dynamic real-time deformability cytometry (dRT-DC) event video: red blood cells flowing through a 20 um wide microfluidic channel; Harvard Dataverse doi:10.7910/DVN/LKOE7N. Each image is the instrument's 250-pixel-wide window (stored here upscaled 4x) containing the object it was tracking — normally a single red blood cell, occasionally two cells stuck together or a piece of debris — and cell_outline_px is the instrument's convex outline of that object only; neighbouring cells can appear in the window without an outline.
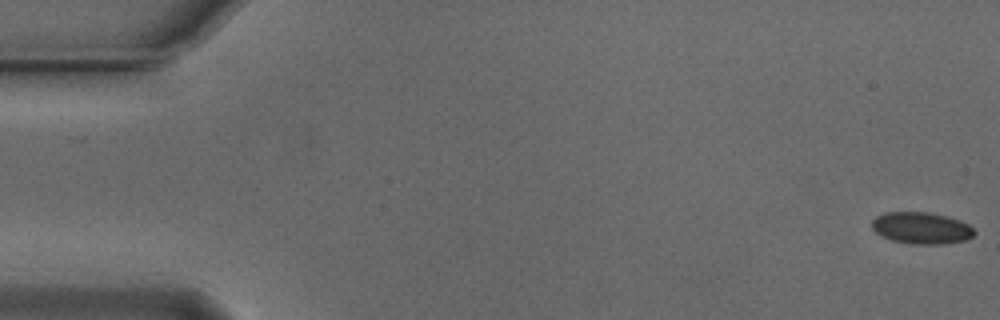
{"species": "Egyptian fruit bat (a non-hibernating species)", "species_latin": "Rousettus aegyptiacus", "temperature_condition": "cold", "stored_images_in_passage": 55, "camera_frame_rate_fps": 3000, "um_per_image_px": 0.085, "animal": {"sex": "male"}, "frame": {"image": 1, "passage_image": 1, "time_ms": 0.0, "image_size_px": [1000, 320], "cell_outline_px": [[976, 232], [968, 240], [944, 244], [912, 244], [892, 240], [880, 236], [872, 228], [872, 220], [876, 216], [884, 212], [928, 212], [960, 220], [968, 224]], "centroid_in_image_um": [78.31, 19.39], "position_along_channel_um": 6.7, "area_um2": 19.02}}
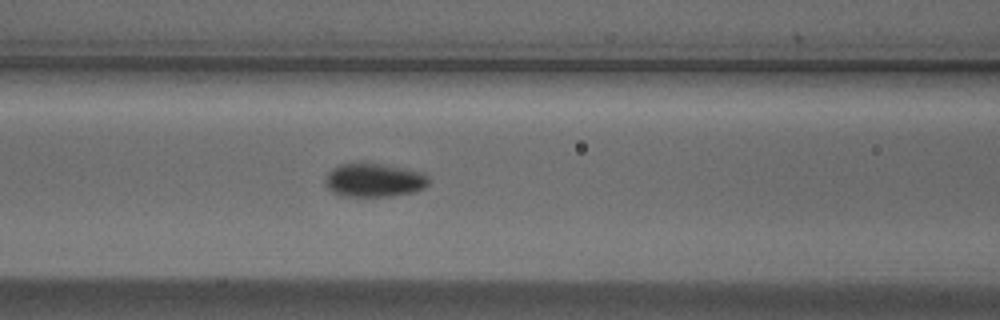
{"frame": {"image": 2, "passage_image": 23, "time_ms": 7.333, "image_size_px": [1000, 320], "cell_outline_px": [[428, 184], [424, 188], [416, 192], [392, 196], [344, 196], [332, 192], [324, 184], [324, 180], [328, 172], [332, 168], [340, 164], [360, 160], [364, 160], [424, 172], [428, 176]], "centroid_in_image_um": [31.78, 15.27], "position_along_channel_um": 134.8, "area_um2": 21.04}}
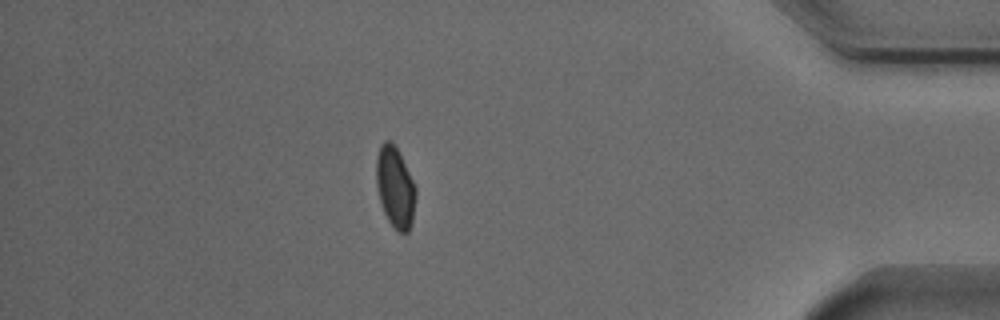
{"frame": {"image": 3, "passage_image": 48, "time_ms": 15.667, "image_size_px": [1000, 320], "cell_outline_px": [[416, 200], [412, 224], [408, 232], [400, 232], [388, 220], [384, 212], [380, 200], [376, 184], [376, 156], [380, 144], [384, 140], [392, 140], [416, 188]], "centroid_in_image_um": [33.58, 15.9], "position_along_channel_um": 401.6, "area_um2": 18.5}, "authors_computed_cell_mechanics": {"area_um2": 19.4208, "velocity_mm_per_s": 3.7305, "shape_relaxation_time_tau1_ms": 8.2543, "shape_relaxation_time_tau2_ms": null, "deformation_change_tau1": 0.12, "deformation_change_tau2": null}}